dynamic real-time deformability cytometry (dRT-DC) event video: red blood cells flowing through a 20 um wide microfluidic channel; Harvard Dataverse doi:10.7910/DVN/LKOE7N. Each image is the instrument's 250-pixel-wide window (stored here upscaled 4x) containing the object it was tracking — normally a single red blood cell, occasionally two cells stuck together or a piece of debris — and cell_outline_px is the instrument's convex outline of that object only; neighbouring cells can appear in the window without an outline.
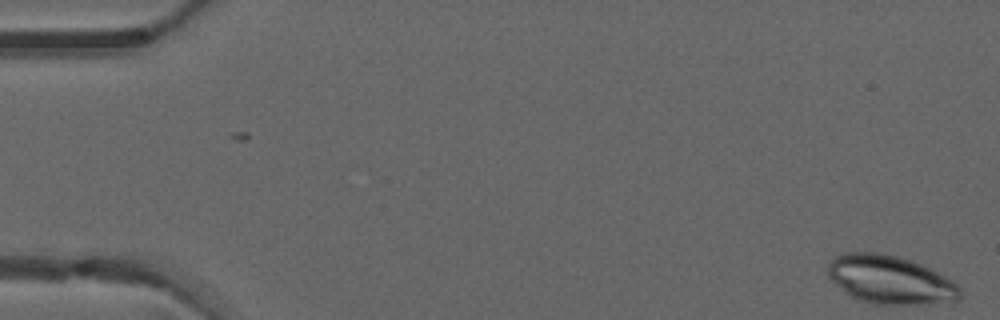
{"species": "common noctule bat (a hibernating species)", "species_latin": "Nyctalus noctula", "temperature_condition": "warm", "stored_images_in_passage": 2, "camera_frame_rate_fps": 3000, "um_per_image_px": 0.085, "animal": {"sex": "male", "forearm_length_mm": 52.5}, "frame": {"image": 1, "passage_image": 2, "time_ms": 0.333, "image_size_px": [1000, 320], "cell_outline_px": [[960, 300], [916, 304], [872, 304], [860, 300], [852, 296], [836, 284], [828, 276], [828, 260], [832, 256], [844, 252], [880, 252], [896, 256], [920, 264], [952, 280], [960, 288]], "centroid_in_image_um": [75.61, 23.76], "position_along_channel_um": 9.4, "area_um2": 36.99}}